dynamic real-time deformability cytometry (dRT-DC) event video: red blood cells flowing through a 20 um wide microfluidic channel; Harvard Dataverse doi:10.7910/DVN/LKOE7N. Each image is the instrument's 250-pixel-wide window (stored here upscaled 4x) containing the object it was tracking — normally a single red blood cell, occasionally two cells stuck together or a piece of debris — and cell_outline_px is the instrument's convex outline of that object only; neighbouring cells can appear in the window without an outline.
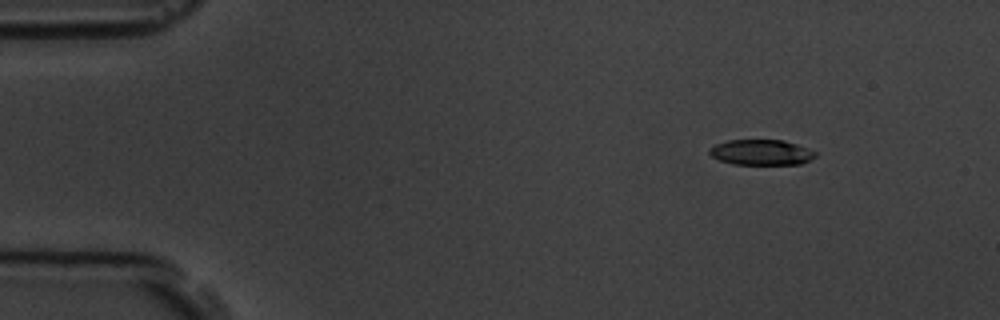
{"species": "common noctule bat (a hibernating species)", "species_latin": "Nyctalus noctula", "temperature_condition": "room temperature", "stored_images_in_passage": 4, "camera_frame_rate_fps": 3000, "um_per_image_px": 0.085, "animal": {"sex": "male", "body_mass_g": 19.5, "forearm_length_mm": 54.6}, "frame": {"image": 1, "passage_image": 1, "time_ms": 0.0, "image_size_px": [1000, 320], "cell_outline_px": [[816, 156], [812, 160], [800, 164], [732, 164], [720, 160], [712, 156], [708, 152], [708, 148], [716, 144], [728, 140], [784, 140], [796, 144], [816, 152]], "centroid_in_image_um": [64.7, 12.95], "position_along_channel_um": 20.3, "area_um2": 15.72}}
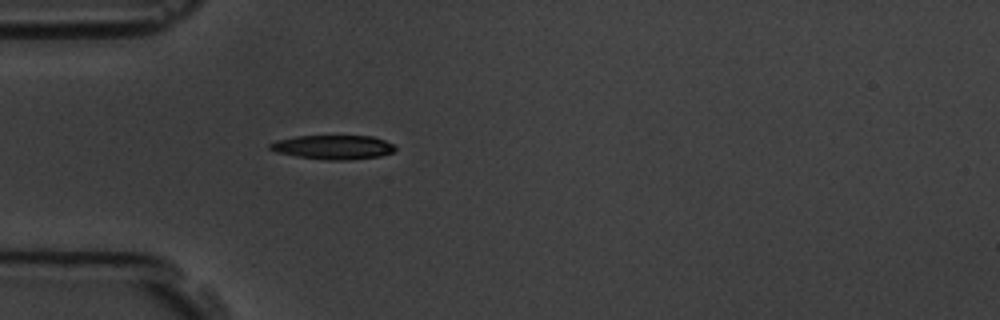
{"frame": {"image": 2, "passage_image": 4, "time_ms": 3.333, "image_size_px": [1000, 320], "cell_outline_px": [[396, 148], [392, 152], [380, 156], [348, 160], [324, 160], [296, 156], [276, 152], [268, 148], [268, 144], [276, 140], [296, 136], [372, 136], [384, 140], [392, 144]], "centroid_in_image_um": [28.28, 12.51], "position_along_channel_um": 56.7, "area_um2": 17.63}}